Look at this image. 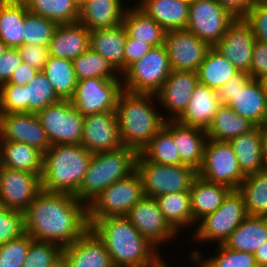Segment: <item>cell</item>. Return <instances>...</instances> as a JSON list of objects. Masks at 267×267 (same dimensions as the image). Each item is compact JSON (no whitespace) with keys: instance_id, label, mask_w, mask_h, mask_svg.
I'll return each mask as SVG.
<instances>
[{"instance_id":"54","label":"cell","mask_w":267,"mask_h":267,"mask_svg":"<svg viewBox=\"0 0 267 267\" xmlns=\"http://www.w3.org/2000/svg\"><path fill=\"white\" fill-rule=\"evenodd\" d=\"M267 74V43L256 40L253 47L250 77L259 79Z\"/></svg>"},{"instance_id":"16","label":"cell","mask_w":267,"mask_h":267,"mask_svg":"<svg viewBox=\"0 0 267 267\" xmlns=\"http://www.w3.org/2000/svg\"><path fill=\"white\" fill-rule=\"evenodd\" d=\"M41 176L0 167V200L2 206L24 212L42 190Z\"/></svg>"},{"instance_id":"6","label":"cell","mask_w":267,"mask_h":267,"mask_svg":"<svg viewBox=\"0 0 267 267\" xmlns=\"http://www.w3.org/2000/svg\"><path fill=\"white\" fill-rule=\"evenodd\" d=\"M136 171L141 176L144 196H157L190 191L198 171L186 164L164 165L146 160L140 153L136 160Z\"/></svg>"},{"instance_id":"63","label":"cell","mask_w":267,"mask_h":267,"mask_svg":"<svg viewBox=\"0 0 267 267\" xmlns=\"http://www.w3.org/2000/svg\"><path fill=\"white\" fill-rule=\"evenodd\" d=\"M18 3L24 5L26 8H29L36 0H16Z\"/></svg>"},{"instance_id":"32","label":"cell","mask_w":267,"mask_h":267,"mask_svg":"<svg viewBox=\"0 0 267 267\" xmlns=\"http://www.w3.org/2000/svg\"><path fill=\"white\" fill-rule=\"evenodd\" d=\"M133 7L127 8L123 16L122 24L127 35L152 47L163 45L167 31L137 5Z\"/></svg>"},{"instance_id":"21","label":"cell","mask_w":267,"mask_h":267,"mask_svg":"<svg viewBox=\"0 0 267 267\" xmlns=\"http://www.w3.org/2000/svg\"><path fill=\"white\" fill-rule=\"evenodd\" d=\"M164 127L173 135L180 161L198 170L202 165L208 140L206 129L183 125L176 120H166Z\"/></svg>"},{"instance_id":"22","label":"cell","mask_w":267,"mask_h":267,"mask_svg":"<svg viewBox=\"0 0 267 267\" xmlns=\"http://www.w3.org/2000/svg\"><path fill=\"white\" fill-rule=\"evenodd\" d=\"M62 253L70 267H114L104 242L91 228L64 247Z\"/></svg>"},{"instance_id":"67","label":"cell","mask_w":267,"mask_h":267,"mask_svg":"<svg viewBox=\"0 0 267 267\" xmlns=\"http://www.w3.org/2000/svg\"><path fill=\"white\" fill-rule=\"evenodd\" d=\"M180 1H183V2H186L188 4L192 3L194 0H180Z\"/></svg>"},{"instance_id":"31","label":"cell","mask_w":267,"mask_h":267,"mask_svg":"<svg viewBox=\"0 0 267 267\" xmlns=\"http://www.w3.org/2000/svg\"><path fill=\"white\" fill-rule=\"evenodd\" d=\"M230 190L226 185L211 183L197 176L190 188L193 225L204 216L215 212Z\"/></svg>"},{"instance_id":"44","label":"cell","mask_w":267,"mask_h":267,"mask_svg":"<svg viewBox=\"0 0 267 267\" xmlns=\"http://www.w3.org/2000/svg\"><path fill=\"white\" fill-rule=\"evenodd\" d=\"M28 9L58 25L75 23L79 18V7L73 0H36Z\"/></svg>"},{"instance_id":"41","label":"cell","mask_w":267,"mask_h":267,"mask_svg":"<svg viewBox=\"0 0 267 267\" xmlns=\"http://www.w3.org/2000/svg\"><path fill=\"white\" fill-rule=\"evenodd\" d=\"M25 113H37L61 99L54 92L44 72L38 71L33 79L25 85Z\"/></svg>"},{"instance_id":"53","label":"cell","mask_w":267,"mask_h":267,"mask_svg":"<svg viewBox=\"0 0 267 267\" xmlns=\"http://www.w3.org/2000/svg\"><path fill=\"white\" fill-rule=\"evenodd\" d=\"M152 49L150 44L138 41L126 35L124 47V71L134 62L140 60L148 51Z\"/></svg>"},{"instance_id":"30","label":"cell","mask_w":267,"mask_h":267,"mask_svg":"<svg viewBox=\"0 0 267 267\" xmlns=\"http://www.w3.org/2000/svg\"><path fill=\"white\" fill-rule=\"evenodd\" d=\"M44 153L25 143L0 141L1 166L42 175Z\"/></svg>"},{"instance_id":"46","label":"cell","mask_w":267,"mask_h":267,"mask_svg":"<svg viewBox=\"0 0 267 267\" xmlns=\"http://www.w3.org/2000/svg\"><path fill=\"white\" fill-rule=\"evenodd\" d=\"M62 250L55 243L32 240L22 267H50Z\"/></svg>"},{"instance_id":"27","label":"cell","mask_w":267,"mask_h":267,"mask_svg":"<svg viewBox=\"0 0 267 267\" xmlns=\"http://www.w3.org/2000/svg\"><path fill=\"white\" fill-rule=\"evenodd\" d=\"M126 35L127 32L123 24L112 28L93 29L90 31V49L108 60L119 74L124 72Z\"/></svg>"},{"instance_id":"18","label":"cell","mask_w":267,"mask_h":267,"mask_svg":"<svg viewBox=\"0 0 267 267\" xmlns=\"http://www.w3.org/2000/svg\"><path fill=\"white\" fill-rule=\"evenodd\" d=\"M81 145L91 153L121 149L123 144L116 111L84 116Z\"/></svg>"},{"instance_id":"43","label":"cell","mask_w":267,"mask_h":267,"mask_svg":"<svg viewBox=\"0 0 267 267\" xmlns=\"http://www.w3.org/2000/svg\"><path fill=\"white\" fill-rule=\"evenodd\" d=\"M216 256L204 259L198 250L191 252L192 262L199 263L200 267H254L256 260L254 254L232 250L224 244H218Z\"/></svg>"},{"instance_id":"28","label":"cell","mask_w":267,"mask_h":267,"mask_svg":"<svg viewBox=\"0 0 267 267\" xmlns=\"http://www.w3.org/2000/svg\"><path fill=\"white\" fill-rule=\"evenodd\" d=\"M136 5L166 31L185 30L189 4L180 0H140Z\"/></svg>"},{"instance_id":"13","label":"cell","mask_w":267,"mask_h":267,"mask_svg":"<svg viewBox=\"0 0 267 267\" xmlns=\"http://www.w3.org/2000/svg\"><path fill=\"white\" fill-rule=\"evenodd\" d=\"M122 91L121 78L82 79L77 82L75 93L70 101L83 116L116 111L117 100Z\"/></svg>"},{"instance_id":"38","label":"cell","mask_w":267,"mask_h":267,"mask_svg":"<svg viewBox=\"0 0 267 267\" xmlns=\"http://www.w3.org/2000/svg\"><path fill=\"white\" fill-rule=\"evenodd\" d=\"M239 72L226 58L211 47L199 66L197 75L200 84L216 90L224 86Z\"/></svg>"},{"instance_id":"29","label":"cell","mask_w":267,"mask_h":267,"mask_svg":"<svg viewBox=\"0 0 267 267\" xmlns=\"http://www.w3.org/2000/svg\"><path fill=\"white\" fill-rule=\"evenodd\" d=\"M242 173L247 176L267 168L263 158L262 127L241 134L229 141Z\"/></svg>"},{"instance_id":"42","label":"cell","mask_w":267,"mask_h":267,"mask_svg":"<svg viewBox=\"0 0 267 267\" xmlns=\"http://www.w3.org/2000/svg\"><path fill=\"white\" fill-rule=\"evenodd\" d=\"M77 81L88 78H120L117 71L101 54L90 48L73 60Z\"/></svg>"},{"instance_id":"7","label":"cell","mask_w":267,"mask_h":267,"mask_svg":"<svg viewBox=\"0 0 267 267\" xmlns=\"http://www.w3.org/2000/svg\"><path fill=\"white\" fill-rule=\"evenodd\" d=\"M172 72L166 47H152L121 75L123 90L130 93L157 94Z\"/></svg>"},{"instance_id":"23","label":"cell","mask_w":267,"mask_h":267,"mask_svg":"<svg viewBox=\"0 0 267 267\" xmlns=\"http://www.w3.org/2000/svg\"><path fill=\"white\" fill-rule=\"evenodd\" d=\"M235 113L256 127H263L267 115V93L259 79L249 78L227 104Z\"/></svg>"},{"instance_id":"52","label":"cell","mask_w":267,"mask_h":267,"mask_svg":"<svg viewBox=\"0 0 267 267\" xmlns=\"http://www.w3.org/2000/svg\"><path fill=\"white\" fill-rule=\"evenodd\" d=\"M22 63L18 48H10L0 56V86L9 81L13 72Z\"/></svg>"},{"instance_id":"15","label":"cell","mask_w":267,"mask_h":267,"mask_svg":"<svg viewBox=\"0 0 267 267\" xmlns=\"http://www.w3.org/2000/svg\"><path fill=\"white\" fill-rule=\"evenodd\" d=\"M255 37L243 17H237L227 28L223 38L213 48L237 70L250 75Z\"/></svg>"},{"instance_id":"45","label":"cell","mask_w":267,"mask_h":267,"mask_svg":"<svg viewBox=\"0 0 267 267\" xmlns=\"http://www.w3.org/2000/svg\"><path fill=\"white\" fill-rule=\"evenodd\" d=\"M58 24L29 11L24 20L23 44L48 46Z\"/></svg>"},{"instance_id":"49","label":"cell","mask_w":267,"mask_h":267,"mask_svg":"<svg viewBox=\"0 0 267 267\" xmlns=\"http://www.w3.org/2000/svg\"><path fill=\"white\" fill-rule=\"evenodd\" d=\"M25 85L4 83L0 86V113H25Z\"/></svg>"},{"instance_id":"39","label":"cell","mask_w":267,"mask_h":267,"mask_svg":"<svg viewBox=\"0 0 267 267\" xmlns=\"http://www.w3.org/2000/svg\"><path fill=\"white\" fill-rule=\"evenodd\" d=\"M238 191L248 215L267 217V168L247 175Z\"/></svg>"},{"instance_id":"24","label":"cell","mask_w":267,"mask_h":267,"mask_svg":"<svg viewBox=\"0 0 267 267\" xmlns=\"http://www.w3.org/2000/svg\"><path fill=\"white\" fill-rule=\"evenodd\" d=\"M90 31L81 23L59 24L49 42L50 56L74 60L89 48Z\"/></svg>"},{"instance_id":"11","label":"cell","mask_w":267,"mask_h":267,"mask_svg":"<svg viewBox=\"0 0 267 267\" xmlns=\"http://www.w3.org/2000/svg\"><path fill=\"white\" fill-rule=\"evenodd\" d=\"M198 176L211 183L238 189L246 176L242 173L237 157L229 142L207 140Z\"/></svg>"},{"instance_id":"51","label":"cell","mask_w":267,"mask_h":267,"mask_svg":"<svg viewBox=\"0 0 267 267\" xmlns=\"http://www.w3.org/2000/svg\"><path fill=\"white\" fill-rule=\"evenodd\" d=\"M18 50L21 54L22 62L28 63L39 71L44 69L46 62L50 57L48 46L23 44L18 47Z\"/></svg>"},{"instance_id":"59","label":"cell","mask_w":267,"mask_h":267,"mask_svg":"<svg viewBox=\"0 0 267 267\" xmlns=\"http://www.w3.org/2000/svg\"><path fill=\"white\" fill-rule=\"evenodd\" d=\"M50 267H70L69 261L67 260L66 256L61 253L55 261L51 264Z\"/></svg>"},{"instance_id":"25","label":"cell","mask_w":267,"mask_h":267,"mask_svg":"<svg viewBox=\"0 0 267 267\" xmlns=\"http://www.w3.org/2000/svg\"><path fill=\"white\" fill-rule=\"evenodd\" d=\"M128 0H86L79 7L78 22L89 31L93 29L112 28L123 22ZM124 7V8H123Z\"/></svg>"},{"instance_id":"19","label":"cell","mask_w":267,"mask_h":267,"mask_svg":"<svg viewBox=\"0 0 267 267\" xmlns=\"http://www.w3.org/2000/svg\"><path fill=\"white\" fill-rule=\"evenodd\" d=\"M0 141L25 143L43 153L51 147L36 113H0Z\"/></svg>"},{"instance_id":"2","label":"cell","mask_w":267,"mask_h":267,"mask_svg":"<svg viewBox=\"0 0 267 267\" xmlns=\"http://www.w3.org/2000/svg\"><path fill=\"white\" fill-rule=\"evenodd\" d=\"M90 228L104 242L114 267H149L160 257L125 216L101 218Z\"/></svg>"},{"instance_id":"12","label":"cell","mask_w":267,"mask_h":267,"mask_svg":"<svg viewBox=\"0 0 267 267\" xmlns=\"http://www.w3.org/2000/svg\"><path fill=\"white\" fill-rule=\"evenodd\" d=\"M236 17L217 0H194L189 4L186 30L207 42L218 43Z\"/></svg>"},{"instance_id":"36","label":"cell","mask_w":267,"mask_h":267,"mask_svg":"<svg viewBox=\"0 0 267 267\" xmlns=\"http://www.w3.org/2000/svg\"><path fill=\"white\" fill-rule=\"evenodd\" d=\"M155 200L166 221L178 234L182 228L193 226L190 191L157 196Z\"/></svg>"},{"instance_id":"37","label":"cell","mask_w":267,"mask_h":267,"mask_svg":"<svg viewBox=\"0 0 267 267\" xmlns=\"http://www.w3.org/2000/svg\"><path fill=\"white\" fill-rule=\"evenodd\" d=\"M42 71L61 100L73 97L78 81L72 60L50 56Z\"/></svg>"},{"instance_id":"35","label":"cell","mask_w":267,"mask_h":267,"mask_svg":"<svg viewBox=\"0 0 267 267\" xmlns=\"http://www.w3.org/2000/svg\"><path fill=\"white\" fill-rule=\"evenodd\" d=\"M29 9L16 0H6L0 7V39L10 48L23 45L24 20Z\"/></svg>"},{"instance_id":"26","label":"cell","mask_w":267,"mask_h":267,"mask_svg":"<svg viewBox=\"0 0 267 267\" xmlns=\"http://www.w3.org/2000/svg\"><path fill=\"white\" fill-rule=\"evenodd\" d=\"M192 95L186 109L176 121L207 130L222 104L218 101L214 89L200 83L195 87Z\"/></svg>"},{"instance_id":"68","label":"cell","mask_w":267,"mask_h":267,"mask_svg":"<svg viewBox=\"0 0 267 267\" xmlns=\"http://www.w3.org/2000/svg\"><path fill=\"white\" fill-rule=\"evenodd\" d=\"M254 267H267V265H255Z\"/></svg>"},{"instance_id":"69","label":"cell","mask_w":267,"mask_h":267,"mask_svg":"<svg viewBox=\"0 0 267 267\" xmlns=\"http://www.w3.org/2000/svg\"><path fill=\"white\" fill-rule=\"evenodd\" d=\"M264 126L267 127V115H266V119H265V122H264Z\"/></svg>"},{"instance_id":"40","label":"cell","mask_w":267,"mask_h":267,"mask_svg":"<svg viewBox=\"0 0 267 267\" xmlns=\"http://www.w3.org/2000/svg\"><path fill=\"white\" fill-rule=\"evenodd\" d=\"M140 154L148 161L164 165H181L173 135L163 126L142 149Z\"/></svg>"},{"instance_id":"62","label":"cell","mask_w":267,"mask_h":267,"mask_svg":"<svg viewBox=\"0 0 267 267\" xmlns=\"http://www.w3.org/2000/svg\"><path fill=\"white\" fill-rule=\"evenodd\" d=\"M259 81L262 84L263 90L267 93V74H264L259 78Z\"/></svg>"},{"instance_id":"1","label":"cell","mask_w":267,"mask_h":267,"mask_svg":"<svg viewBox=\"0 0 267 267\" xmlns=\"http://www.w3.org/2000/svg\"><path fill=\"white\" fill-rule=\"evenodd\" d=\"M23 213L26 234L62 248L90 228L88 206L72 194L41 190Z\"/></svg>"},{"instance_id":"8","label":"cell","mask_w":267,"mask_h":267,"mask_svg":"<svg viewBox=\"0 0 267 267\" xmlns=\"http://www.w3.org/2000/svg\"><path fill=\"white\" fill-rule=\"evenodd\" d=\"M143 197L141 176L135 171L108 186L88 205L89 226L104 217L126 216Z\"/></svg>"},{"instance_id":"57","label":"cell","mask_w":267,"mask_h":267,"mask_svg":"<svg viewBox=\"0 0 267 267\" xmlns=\"http://www.w3.org/2000/svg\"><path fill=\"white\" fill-rule=\"evenodd\" d=\"M236 18L243 17L250 9V0H217Z\"/></svg>"},{"instance_id":"4","label":"cell","mask_w":267,"mask_h":267,"mask_svg":"<svg viewBox=\"0 0 267 267\" xmlns=\"http://www.w3.org/2000/svg\"><path fill=\"white\" fill-rule=\"evenodd\" d=\"M92 155L81 144L51 145L44 153L42 190L76 195Z\"/></svg>"},{"instance_id":"65","label":"cell","mask_w":267,"mask_h":267,"mask_svg":"<svg viewBox=\"0 0 267 267\" xmlns=\"http://www.w3.org/2000/svg\"><path fill=\"white\" fill-rule=\"evenodd\" d=\"M8 49V46L0 39V56Z\"/></svg>"},{"instance_id":"20","label":"cell","mask_w":267,"mask_h":267,"mask_svg":"<svg viewBox=\"0 0 267 267\" xmlns=\"http://www.w3.org/2000/svg\"><path fill=\"white\" fill-rule=\"evenodd\" d=\"M198 84L197 72L172 71L170 73L162 89L156 94L158 102L169 112L165 120H176L184 112Z\"/></svg>"},{"instance_id":"55","label":"cell","mask_w":267,"mask_h":267,"mask_svg":"<svg viewBox=\"0 0 267 267\" xmlns=\"http://www.w3.org/2000/svg\"><path fill=\"white\" fill-rule=\"evenodd\" d=\"M250 75L246 72H239L233 76L224 86L215 90L216 97L222 105H227L232 99L238 88H240Z\"/></svg>"},{"instance_id":"34","label":"cell","mask_w":267,"mask_h":267,"mask_svg":"<svg viewBox=\"0 0 267 267\" xmlns=\"http://www.w3.org/2000/svg\"><path fill=\"white\" fill-rule=\"evenodd\" d=\"M255 127L248 119L238 115L227 105H222L206 132L209 139L229 142L234 137L249 133Z\"/></svg>"},{"instance_id":"3","label":"cell","mask_w":267,"mask_h":267,"mask_svg":"<svg viewBox=\"0 0 267 267\" xmlns=\"http://www.w3.org/2000/svg\"><path fill=\"white\" fill-rule=\"evenodd\" d=\"M156 99L155 94L120 93L116 114L123 146L140 153L164 126V114L154 109Z\"/></svg>"},{"instance_id":"56","label":"cell","mask_w":267,"mask_h":267,"mask_svg":"<svg viewBox=\"0 0 267 267\" xmlns=\"http://www.w3.org/2000/svg\"><path fill=\"white\" fill-rule=\"evenodd\" d=\"M38 69L30 66L28 63L22 62L13 72L10 79L6 83H14L17 85L28 84L38 73Z\"/></svg>"},{"instance_id":"33","label":"cell","mask_w":267,"mask_h":267,"mask_svg":"<svg viewBox=\"0 0 267 267\" xmlns=\"http://www.w3.org/2000/svg\"><path fill=\"white\" fill-rule=\"evenodd\" d=\"M267 241V217L248 215L230 234L224 245L232 250L254 254Z\"/></svg>"},{"instance_id":"64","label":"cell","mask_w":267,"mask_h":267,"mask_svg":"<svg viewBox=\"0 0 267 267\" xmlns=\"http://www.w3.org/2000/svg\"><path fill=\"white\" fill-rule=\"evenodd\" d=\"M261 4H267V0H250V8Z\"/></svg>"},{"instance_id":"5","label":"cell","mask_w":267,"mask_h":267,"mask_svg":"<svg viewBox=\"0 0 267 267\" xmlns=\"http://www.w3.org/2000/svg\"><path fill=\"white\" fill-rule=\"evenodd\" d=\"M138 152L123 146L114 151L93 153L87 172L75 195L87 206L108 186L136 171Z\"/></svg>"},{"instance_id":"50","label":"cell","mask_w":267,"mask_h":267,"mask_svg":"<svg viewBox=\"0 0 267 267\" xmlns=\"http://www.w3.org/2000/svg\"><path fill=\"white\" fill-rule=\"evenodd\" d=\"M256 40L267 43V4L253 6L243 16Z\"/></svg>"},{"instance_id":"14","label":"cell","mask_w":267,"mask_h":267,"mask_svg":"<svg viewBox=\"0 0 267 267\" xmlns=\"http://www.w3.org/2000/svg\"><path fill=\"white\" fill-rule=\"evenodd\" d=\"M164 46L172 71H194L204 61L211 46L188 30L167 31Z\"/></svg>"},{"instance_id":"66","label":"cell","mask_w":267,"mask_h":267,"mask_svg":"<svg viewBox=\"0 0 267 267\" xmlns=\"http://www.w3.org/2000/svg\"><path fill=\"white\" fill-rule=\"evenodd\" d=\"M73 1L78 7H80L86 0H73Z\"/></svg>"},{"instance_id":"48","label":"cell","mask_w":267,"mask_h":267,"mask_svg":"<svg viewBox=\"0 0 267 267\" xmlns=\"http://www.w3.org/2000/svg\"><path fill=\"white\" fill-rule=\"evenodd\" d=\"M25 233L24 213L19 210L0 209V246Z\"/></svg>"},{"instance_id":"70","label":"cell","mask_w":267,"mask_h":267,"mask_svg":"<svg viewBox=\"0 0 267 267\" xmlns=\"http://www.w3.org/2000/svg\"><path fill=\"white\" fill-rule=\"evenodd\" d=\"M6 0H0V7Z\"/></svg>"},{"instance_id":"71","label":"cell","mask_w":267,"mask_h":267,"mask_svg":"<svg viewBox=\"0 0 267 267\" xmlns=\"http://www.w3.org/2000/svg\"><path fill=\"white\" fill-rule=\"evenodd\" d=\"M1 208H3V206H2V203H1V200H0V209H1Z\"/></svg>"},{"instance_id":"58","label":"cell","mask_w":267,"mask_h":267,"mask_svg":"<svg viewBox=\"0 0 267 267\" xmlns=\"http://www.w3.org/2000/svg\"><path fill=\"white\" fill-rule=\"evenodd\" d=\"M254 257L257 265H267V241L261 247L256 249Z\"/></svg>"},{"instance_id":"60","label":"cell","mask_w":267,"mask_h":267,"mask_svg":"<svg viewBox=\"0 0 267 267\" xmlns=\"http://www.w3.org/2000/svg\"><path fill=\"white\" fill-rule=\"evenodd\" d=\"M263 158L267 166V127H262Z\"/></svg>"},{"instance_id":"9","label":"cell","mask_w":267,"mask_h":267,"mask_svg":"<svg viewBox=\"0 0 267 267\" xmlns=\"http://www.w3.org/2000/svg\"><path fill=\"white\" fill-rule=\"evenodd\" d=\"M248 216L245 203L238 189H231L223 199L221 206L213 213L199 220L194 231V242L217 241L219 244L229 238L230 234Z\"/></svg>"},{"instance_id":"47","label":"cell","mask_w":267,"mask_h":267,"mask_svg":"<svg viewBox=\"0 0 267 267\" xmlns=\"http://www.w3.org/2000/svg\"><path fill=\"white\" fill-rule=\"evenodd\" d=\"M33 238L24 233L0 246V267H22Z\"/></svg>"},{"instance_id":"17","label":"cell","mask_w":267,"mask_h":267,"mask_svg":"<svg viewBox=\"0 0 267 267\" xmlns=\"http://www.w3.org/2000/svg\"><path fill=\"white\" fill-rule=\"evenodd\" d=\"M125 217L157 248L178 235L164 218L155 198L144 196Z\"/></svg>"},{"instance_id":"10","label":"cell","mask_w":267,"mask_h":267,"mask_svg":"<svg viewBox=\"0 0 267 267\" xmlns=\"http://www.w3.org/2000/svg\"><path fill=\"white\" fill-rule=\"evenodd\" d=\"M51 145L81 144L84 116L70 100H60L36 113Z\"/></svg>"},{"instance_id":"61","label":"cell","mask_w":267,"mask_h":267,"mask_svg":"<svg viewBox=\"0 0 267 267\" xmlns=\"http://www.w3.org/2000/svg\"><path fill=\"white\" fill-rule=\"evenodd\" d=\"M149 267H169V265L165 264L164 260H162L161 256L152 263Z\"/></svg>"}]
</instances>
